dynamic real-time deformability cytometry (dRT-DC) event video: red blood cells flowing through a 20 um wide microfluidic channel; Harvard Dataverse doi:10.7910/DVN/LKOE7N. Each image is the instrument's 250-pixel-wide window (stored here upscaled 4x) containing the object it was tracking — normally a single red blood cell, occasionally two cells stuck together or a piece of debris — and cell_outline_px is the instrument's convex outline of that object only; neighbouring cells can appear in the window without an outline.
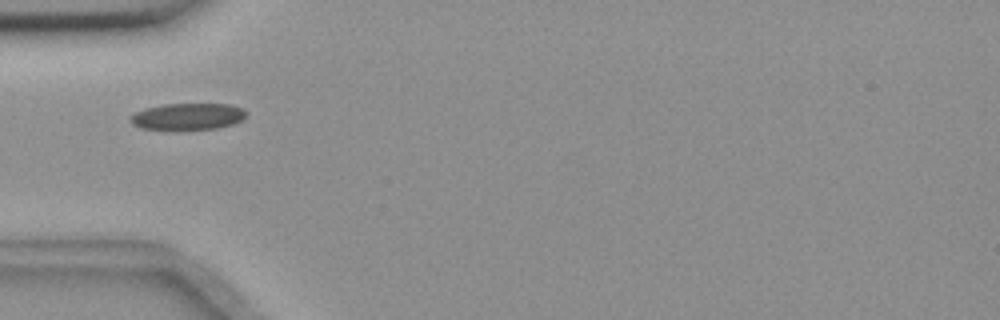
{"species": "common noctule bat (a hibernating species)", "species_latin": "Nyctalus noctula", "temperature_condition": "room temperature", "stored_images_in_passage": 39, "camera_frame_rate_fps": 3000, "um_per_image_px": 0.085, "animal": {"sex": "female", "body_mass_g": 18.4}, "frame": {"image": 1, "passage_image": 1, "time_ms": 0.0, "image_size_px": [1000, 320], "cell_outline_px": [[248, 112], [240, 120], [232, 124], [216, 128], [180, 132], [168, 132], [140, 128], [132, 124], [128, 120], [136, 112], [144, 108], [164, 104], [228, 104], [240, 108]], "centroid_in_image_um": [15.87, 9.95], "position_along_channel_um": 69.1, "area_um2": 18.67}}
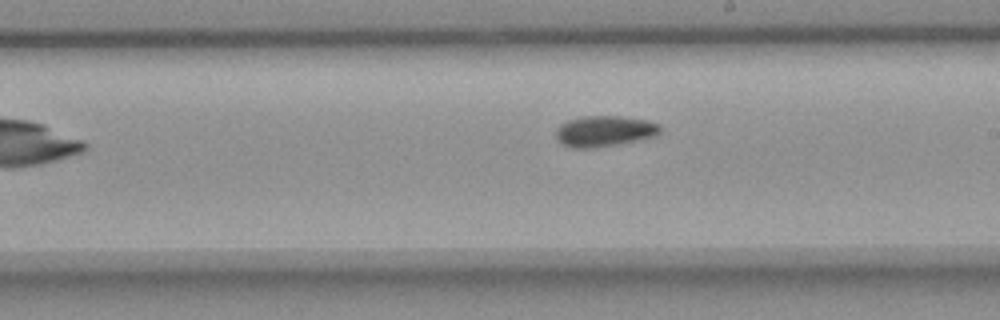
{"frame": {"image": 2, "passage_image": 15, "time_ms": 4.667, "image_size_px": [1000, 320], "cell_outline_px": [[660, 132], [656, 136], [640, 140], [592, 148], [572, 148], [560, 144], [556, 140], [556, 128], [560, 124], [568, 120], [584, 116], [620, 116], [648, 120], [660, 124]], "centroid_in_image_um": [51.36, 11.15], "position_along_channel_um": 237.6, "area_um2": 18.96}}
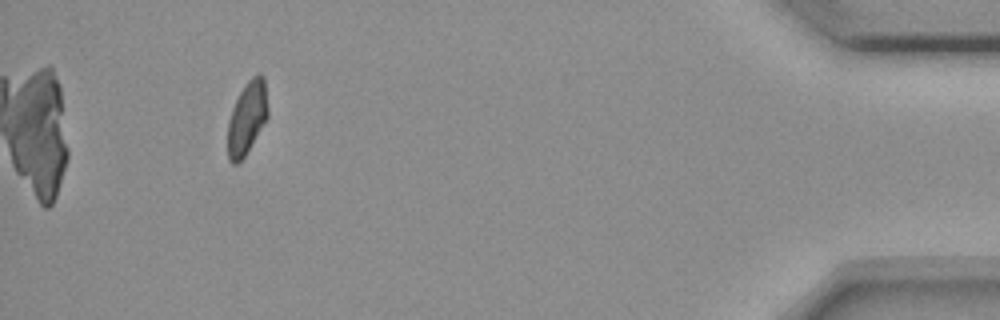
{"frame": {"image": 3, "passage_image": 35, "time_ms": 11.333, "image_size_px": [1000, 320], "cell_outline_px": [[268, 116], [244, 156], [236, 164], [232, 164], [228, 160], [228, 120], [232, 108], [244, 84], [252, 76], [260, 72], [264, 76], [268, 108]], "centroid_in_image_um": [20.99, 9.97], "position_along_channel_um": 414.2, "area_um2": 16.94}, "authors_computed_cell_mechanics": {"area_um2": 18.0336, "velocity_mm_per_s": 3.6225, "shape_relaxation_time_tau1_ms": 10.0159, "shape_relaxation_time_tau2_ms": null, "deformation_change_tau1": 0.1631, "deformation_change_tau2": null}}